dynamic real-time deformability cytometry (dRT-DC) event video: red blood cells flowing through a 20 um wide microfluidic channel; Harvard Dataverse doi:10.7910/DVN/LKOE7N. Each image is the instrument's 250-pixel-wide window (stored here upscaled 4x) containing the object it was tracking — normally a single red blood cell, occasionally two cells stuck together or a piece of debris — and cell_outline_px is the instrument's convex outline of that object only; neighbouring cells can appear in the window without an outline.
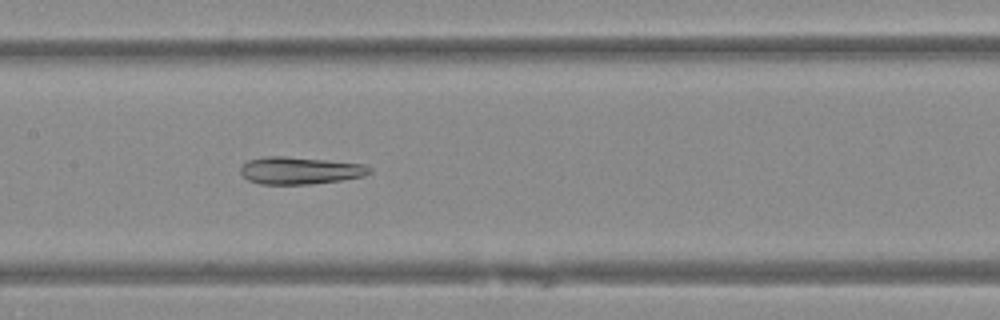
{"species": "Egyptian fruit bat (a non-hibernating species)", "species_latin": "Rousettus aegyptiacus", "temperature_condition": "warm", "stored_images_in_passage": 39, "camera_frame_rate_fps": 3000, "um_per_image_px": 0.085, "animal": {"sex": "female"}, "frame": {"image": 1, "passage_image": 12, "time_ms": 3.667, "image_size_px": [1000, 320], "cell_outline_px": [[372, 172], [364, 176], [340, 180], [312, 184], [260, 184], [248, 180], [240, 172], [240, 168], [248, 160], [264, 156], [284, 156], [364, 164], [372, 168]], "centroid_in_image_um": [25.49, 14.49], "position_along_channel_um": 181.9, "area_um2": 20.46}}
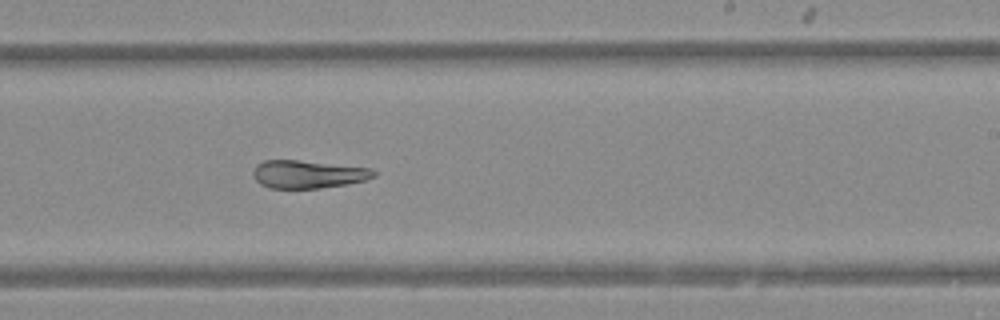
{"frame": {"image": 2, "passage_image": 18, "time_ms": 5.667, "image_size_px": [1000, 320], "cell_outline_px": [[376, 176], [364, 180], [348, 184], [320, 188], [268, 188], [260, 184], [256, 180], [252, 172], [256, 164], [264, 160], [296, 160], [372, 168], [376, 172]], "centroid_in_image_um": [26.17, 14.81], "position_along_channel_um": 262.8, "area_um2": 19.65}}
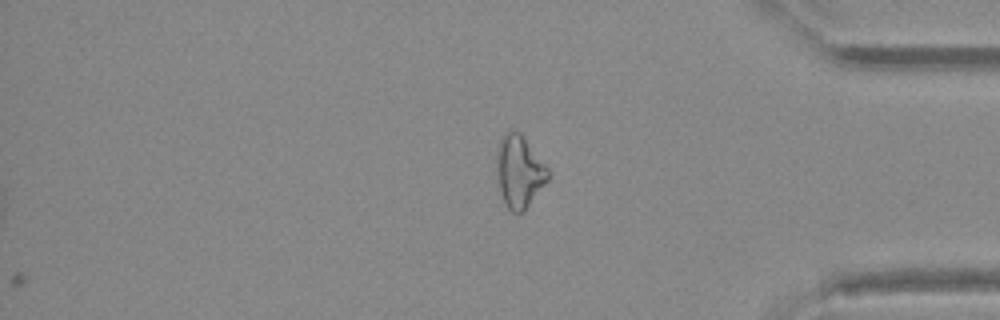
{"frame": {"image": 3, "passage_image": 39, "time_ms": 12.667, "image_size_px": [1000, 320], "cell_outline_px": [[548, 180], [524, 212], [512, 212], [504, 204], [500, 188], [496, 168], [496, 156], [500, 140], [504, 132], [508, 128], [520, 132], [548, 168]], "centroid_in_image_um": [44.12, 14.56], "position_along_channel_um": 391.1, "area_um2": 21.62}}